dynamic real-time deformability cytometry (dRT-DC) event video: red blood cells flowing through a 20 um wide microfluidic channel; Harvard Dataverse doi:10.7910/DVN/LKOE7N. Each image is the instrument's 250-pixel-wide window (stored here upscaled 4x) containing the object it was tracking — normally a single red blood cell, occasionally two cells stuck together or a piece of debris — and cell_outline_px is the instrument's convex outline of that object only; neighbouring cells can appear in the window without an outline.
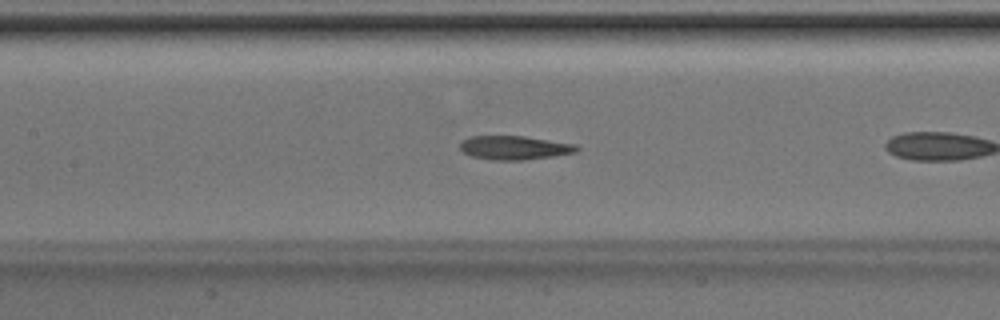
{"species": "Egyptian fruit bat (a non-hibernating species)", "species_latin": "Rousettus aegyptiacus", "temperature_condition": "room temperature", "stored_images_in_passage": 23, "camera_frame_rate_fps": 3000, "um_per_image_px": 0.085, "animal": {"sex": "male"}, "frame": {"image": 1, "passage_image": 10, "time_ms": 3.0, "image_size_px": [1000, 320], "cell_outline_px": [[580, 148], [576, 152], [556, 156], [524, 160], [492, 160], [472, 156], [464, 152], [460, 148], [460, 144], [464, 140], [472, 136], [524, 136], [576, 144]], "centroid_in_image_um": [43.77, 12.56], "position_along_channel_um": 163.6, "area_um2": 16.18}}